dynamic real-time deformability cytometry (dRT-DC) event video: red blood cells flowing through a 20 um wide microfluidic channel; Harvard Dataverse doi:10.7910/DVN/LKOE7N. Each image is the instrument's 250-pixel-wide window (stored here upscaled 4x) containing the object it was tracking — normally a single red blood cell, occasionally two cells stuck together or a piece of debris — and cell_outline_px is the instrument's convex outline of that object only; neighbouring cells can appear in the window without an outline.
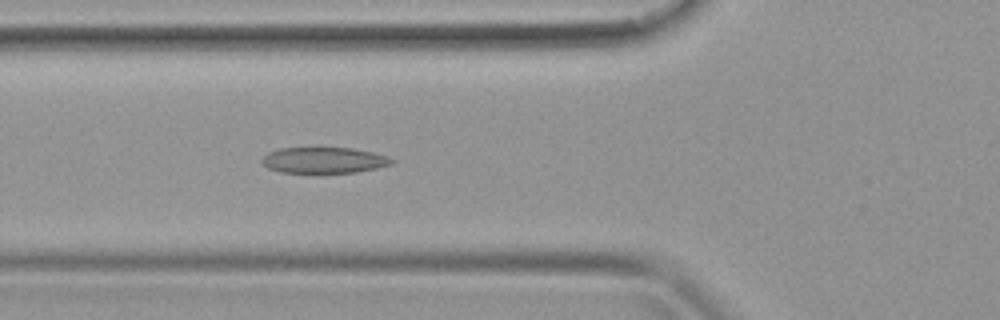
{"species": "common noctule bat (a hibernating species)", "species_latin": "Nyctalus noctula", "temperature_condition": "warm", "stored_images_in_passage": 39, "camera_frame_rate_fps": 3000, "um_per_image_px": 0.085, "animal": {"sex": "female", "body_mass_g": 19.9}, "frame": {"image": 1, "passage_image": 14, "time_ms": 4.333, "image_size_px": [1000, 320], "cell_outline_px": [[396, 160], [392, 164], [376, 168], [356, 172], [280, 172], [268, 168], [260, 160], [268, 152], [280, 148], [316, 144], [320, 144], [352, 148], [372, 152], [388, 156]], "centroid_in_image_um": [27.52, 13.55], "position_along_channel_um": 98.3, "area_um2": 20.58}}
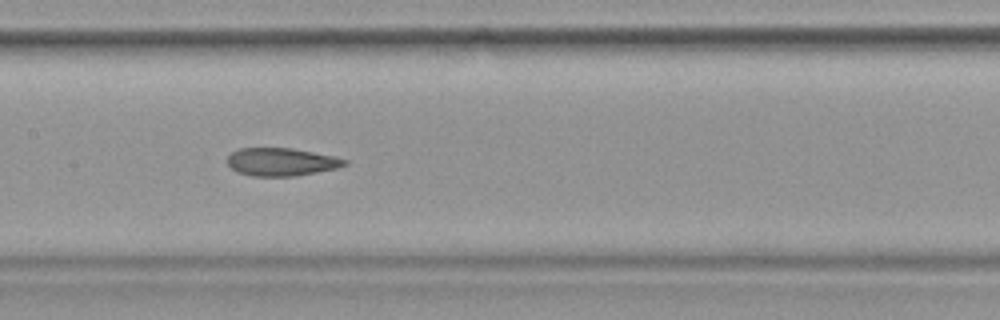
{"frame": {"image": 2, "passage_image": 19, "time_ms": 6.0, "image_size_px": [1000, 320], "cell_outline_px": [[348, 164], [336, 168], [296, 176], [252, 176], [236, 172], [228, 164], [228, 156], [232, 152], [240, 148], [292, 148], [332, 156], [348, 160]], "centroid_in_image_um": [23.9, 13.76], "position_along_channel_um": 183.5, "area_um2": 18.96}}
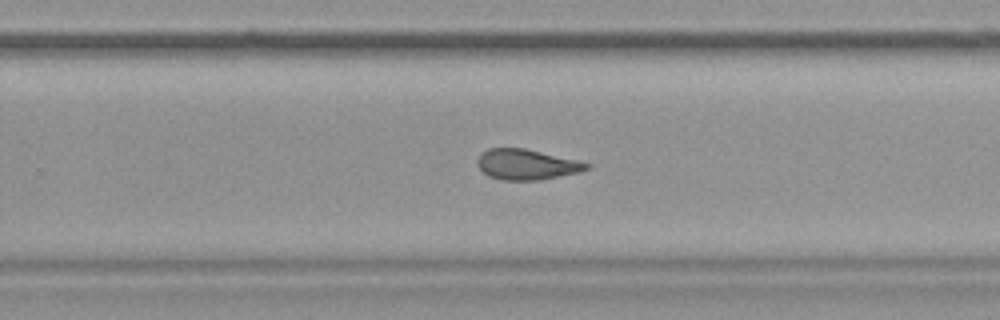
{"frame": {"image": 3, "passage_image": 25, "time_ms": 8.0, "image_size_px": [1000, 320], "cell_outline_px": [[592, 168], [580, 172], [560, 176], [536, 180], [504, 180], [488, 176], [476, 164], [476, 160], [480, 152], [488, 148], [524, 148], [576, 160], [592, 164]], "centroid_in_image_um": [44.75, 13.97], "position_along_channel_um": 285.1, "area_um2": 19.42}}